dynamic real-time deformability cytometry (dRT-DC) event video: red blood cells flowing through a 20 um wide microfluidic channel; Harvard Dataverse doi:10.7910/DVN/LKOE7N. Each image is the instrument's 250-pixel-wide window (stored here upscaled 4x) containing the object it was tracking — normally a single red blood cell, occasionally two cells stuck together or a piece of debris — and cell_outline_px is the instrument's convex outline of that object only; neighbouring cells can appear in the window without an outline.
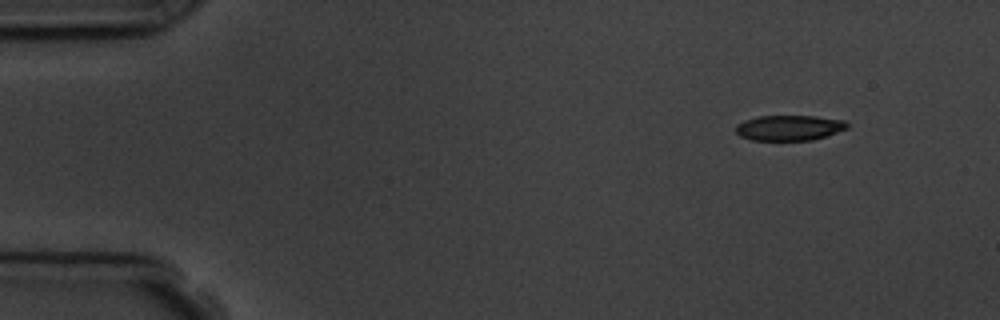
{"species": "common noctule bat (a hibernating species)", "species_latin": "Nyctalus noctula", "temperature_condition": "room temperature", "stored_images_in_passage": 3, "camera_frame_rate_fps": 3000, "um_per_image_px": 0.085, "animal": {"sex": "male", "body_mass_g": 19.5, "forearm_length_mm": 54.6}, "frame": {"image": 1, "passage_image": 1, "time_ms": 0.0, "image_size_px": [1000, 320], "cell_outline_px": [[848, 128], [812, 140], [752, 140], [740, 136], [736, 132], [736, 124], [744, 120], [760, 116], [816, 116], [844, 120], [848, 124]], "centroid_in_image_um": [67.06, 10.86], "position_along_channel_um": 17.9, "area_um2": 16.36}}